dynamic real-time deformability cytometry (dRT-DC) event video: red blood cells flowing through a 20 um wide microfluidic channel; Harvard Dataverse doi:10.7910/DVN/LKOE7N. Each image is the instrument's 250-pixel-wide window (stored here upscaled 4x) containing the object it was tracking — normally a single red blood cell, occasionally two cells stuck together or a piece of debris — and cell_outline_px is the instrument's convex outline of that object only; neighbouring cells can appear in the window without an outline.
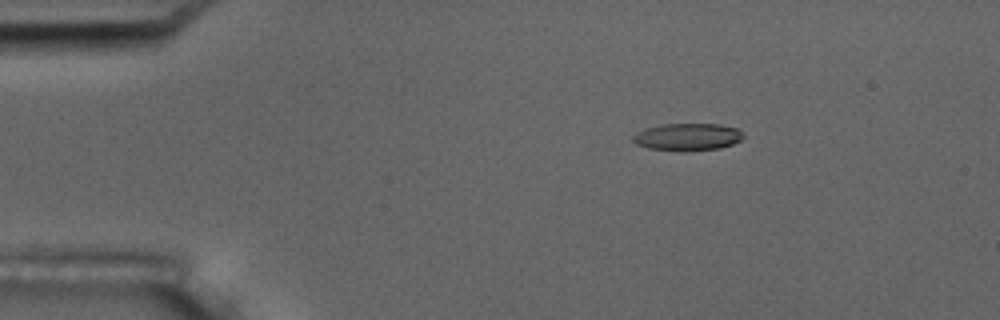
{"species": "common noctule bat (a hibernating species)", "species_latin": "Nyctalus noctula", "temperature_condition": "room temperature", "stored_images_in_passage": 3, "camera_frame_rate_fps": 3000, "um_per_image_px": 0.085, "animal": {"sex": "male", "body_mass_g": 17.5, "forearm_length_mm": 52.3}, "frame": {"image": 1, "passage_image": 1, "time_ms": 0.0, "image_size_px": [1000, 320], "cell_outline_px": [[744, 136], [740, 140], [732, 144], [720, 148], [684, 152], [648, 148], [636, 144], [632, 140], [632, 136], [636, 132], [644, 128], [660, 124], [720, 124], [736, 128]], "centroid_in_image_um": [58.39, 11.64], "position_along_channel_um": 26.6, "area_um2": 17.74}}